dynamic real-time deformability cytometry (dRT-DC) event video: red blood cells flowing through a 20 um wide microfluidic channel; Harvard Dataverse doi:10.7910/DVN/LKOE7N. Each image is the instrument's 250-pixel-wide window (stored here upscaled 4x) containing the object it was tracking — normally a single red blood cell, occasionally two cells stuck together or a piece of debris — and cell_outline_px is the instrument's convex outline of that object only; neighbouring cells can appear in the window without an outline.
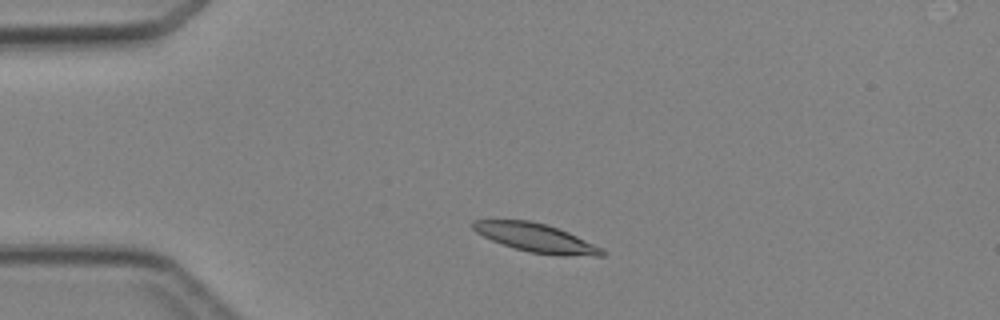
{"species": "Egyptian fruit bat (a non-hibernating species)", "species_latin": "Rousettus aegyptiacus", "temperature_condition": "cold", "stored_images_in_passage": 1, "camera_frame_rate_fps": 3000, "um_per_image_px": 0.085, "animal": {"sex": "female"}, "frame": {"image": 1, "passage_image": 1, "time_ms": 0.0, "image_size_px": [1000, 320], "cell_outline_px": [[604, 256], [560, 256], [528, 252], [492, 240], [476, 232], [472, 228], [472, 220], [528, 220], [544, 224], [568, 232], [604, 248]], "centroid_in_image_um": [45.59, 20.23], "position_along_channel_um": 39.4, "area_um2": 21.39}}